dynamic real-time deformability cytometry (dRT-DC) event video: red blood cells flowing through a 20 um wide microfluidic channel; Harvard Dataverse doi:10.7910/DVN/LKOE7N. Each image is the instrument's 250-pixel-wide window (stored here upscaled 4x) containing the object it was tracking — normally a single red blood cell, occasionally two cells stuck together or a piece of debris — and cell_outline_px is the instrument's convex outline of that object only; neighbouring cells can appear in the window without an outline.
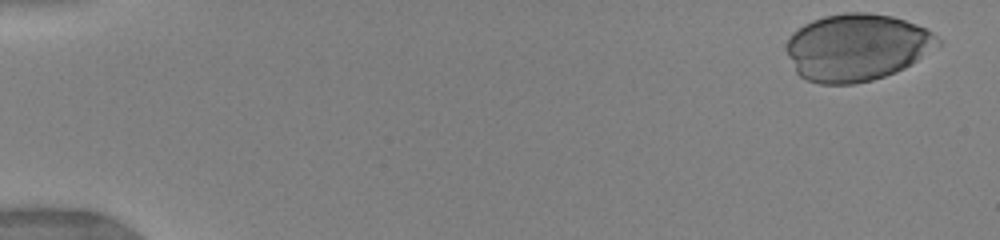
{"species": "human", "species_latin": "Homo sapiens", "temperature_condition": "warm", "stored_images_in_passage": 11, "camera_frame_rate_fps": 3000, "um_per_image_px": 0.085, "donor": {"sex": "female"}, "frame": {"image": 1, "passage_image": 1, "time_ms": 0.0, "image_size_px": [1000, 240], "cell_outline_px": [[944, 44], [904, 68], [896, 72], [872, 80], [852, 84], [820, 84], [808, 80], [800, 76], [796, 72], [788, 56], [788, 40], [792, 32], [804, 24], [812, 20], [824, 16], [844, 12], [868, 12], [892, 16], [916, 24], [932, 32], [944, 40]], "centroid_in_image_um": [72.87, 4.01], "position_along_channel_um": 12.1, "area_um2": 59.48}}